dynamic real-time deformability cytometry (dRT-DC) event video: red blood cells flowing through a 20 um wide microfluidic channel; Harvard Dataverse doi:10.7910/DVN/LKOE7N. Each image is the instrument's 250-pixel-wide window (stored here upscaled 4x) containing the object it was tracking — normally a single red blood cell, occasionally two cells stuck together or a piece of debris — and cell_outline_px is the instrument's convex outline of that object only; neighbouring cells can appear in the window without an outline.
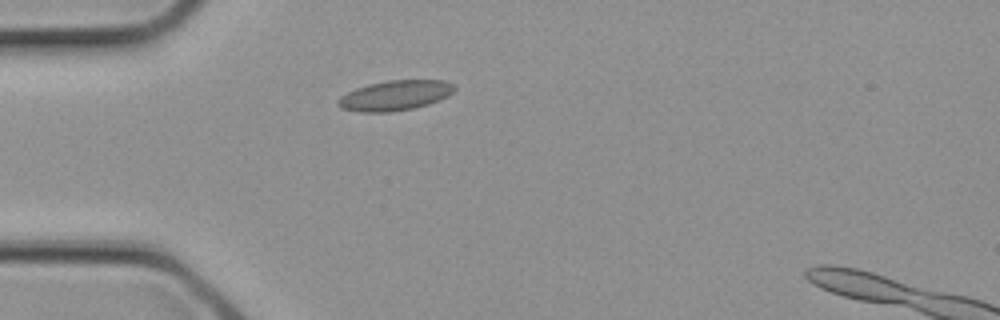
{"species": "common noctule bat (a hibernating species)", "species_latin": "Nyctalus noctula", "temperature_condition": "cold", "stored_images_in_passage": 5, "camera_frame_rate_fps": 3000, "um_per_image_px": 0.085, "animal": {"sex": "female", "body_mass_g": 21.9}, "frame": {"image": 1, "passage_image": 4, "time_ms": 1.0, "image_size_px": [1000, 320], "cell_outline_px": [[456, 88], [448, 96], [440, 100], [428, 104], [412, 108], [388, 112], [360, 112], [340, 108], [336, 104], [336, 100], [340, 96], [356, 88], [368, 84], [388, 80], [444, 80], [452, 84]], "centroid_in_image_um": [33.55, 8.11], "position_along_channel_um": 51.5, "area_um2": 20.4}}